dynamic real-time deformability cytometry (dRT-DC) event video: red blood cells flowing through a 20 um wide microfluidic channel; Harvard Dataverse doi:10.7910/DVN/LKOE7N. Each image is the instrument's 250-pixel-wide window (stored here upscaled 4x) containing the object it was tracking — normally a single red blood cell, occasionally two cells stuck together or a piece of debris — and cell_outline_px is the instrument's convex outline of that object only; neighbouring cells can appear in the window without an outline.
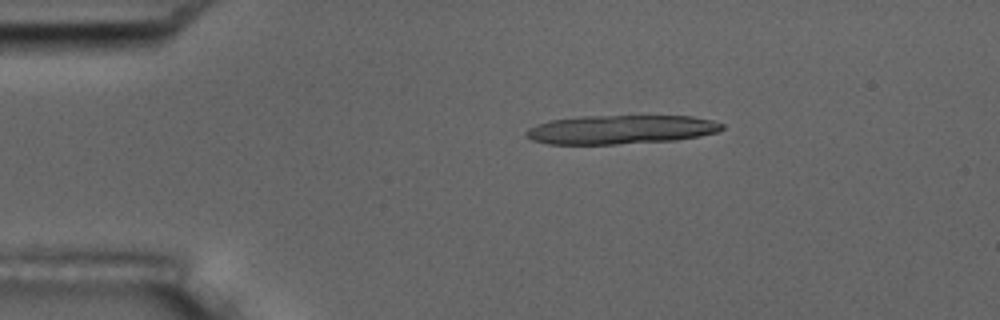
{"species": "common noctule bat (a hibernating species)", "species_latin": "Nyctalus noctula", "temperature_condition": "room temperature", "stored_images_in_passage": 5, "camera_frame_rate_fps": 3000, "um_per_image_px": 0.085, "animal": {"sex": "male", "body_mass_g": 17.5, "forearm_length_mm": 52.3}, "frame": {"image": 1, "passage_image": 3, "time_ms": 2.333, "image_size_px": [1000, 320], "cell_outline_px": [[724, 128], [716, 132], [700, 136], [676, 140], [616, 144], [548, 144], [532, 140], [524, 136], [524, 132], [528, 128], [536, 124], [552, 120], [576, 116], [692, 116], [712, 120], [724, 124]], "centroid_in_image_um": [52.73, 11.01], "position_along_channel_um": 32.3, "area_um2": 33.18}}